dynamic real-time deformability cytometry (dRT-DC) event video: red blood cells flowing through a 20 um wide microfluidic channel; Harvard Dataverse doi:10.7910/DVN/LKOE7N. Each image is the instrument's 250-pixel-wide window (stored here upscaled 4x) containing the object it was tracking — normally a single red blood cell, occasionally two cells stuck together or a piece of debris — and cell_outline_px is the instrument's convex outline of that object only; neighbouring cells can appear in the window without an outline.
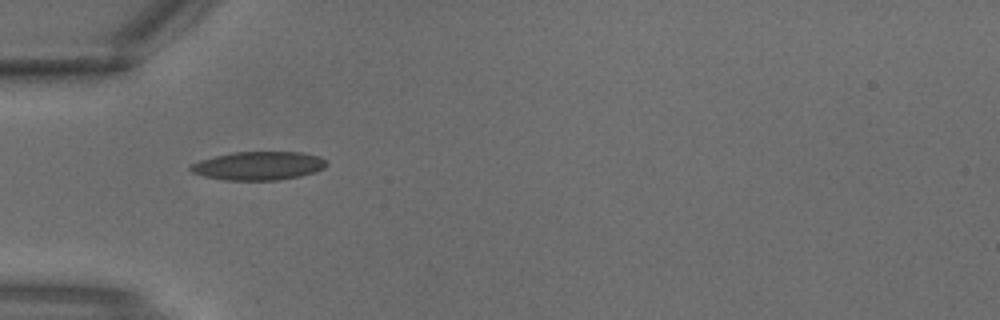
{"species": "common noctule bat (a hibernating species)", "species_latin": "Nyctalus noctula", "temperature_condition": "warm", "stored_images_in_passage": 2, "camera_frame_rate_fps": 3000, "um_per_image_px": 0.085, "animal": {"sex": "male", "body_mass_g": 18.8}, "frame": {"image": 1, "passage_image": 2, "time_ms": 0.333, "image_size_px": [1000, 320], "cell_outline_px": [[328, 164], [324, 168], [316, 172], [300, 176], [276, 180], [224, 180], [204, 176], [192, 172], [188, 168], [192, 164], [200, 160], [232, 152], [300, 152], [320, 156], [328, 160]], "centroid_in_image_um": [22.01, 14.09], "position_along_channel_um": 63.0, "area_um2": 22.66}}